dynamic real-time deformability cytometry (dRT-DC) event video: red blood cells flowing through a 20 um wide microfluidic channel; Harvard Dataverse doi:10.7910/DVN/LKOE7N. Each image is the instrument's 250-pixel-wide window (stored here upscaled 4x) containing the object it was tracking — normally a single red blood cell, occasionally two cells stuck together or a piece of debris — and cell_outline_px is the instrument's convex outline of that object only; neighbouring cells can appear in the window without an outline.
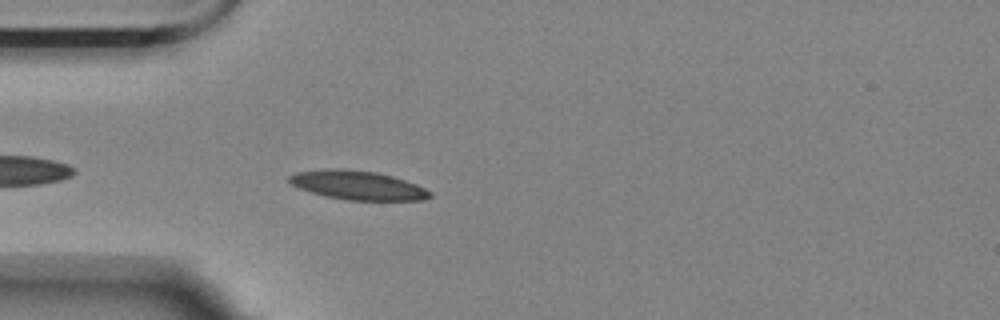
{"species": "Egyptian fruit bat (a non-hibernating species)", "species_latin": "Rousettus aegyptiacus", "temperature_condition": "room temperature", "stored_images_in_passage": 33, "camera_frame_rate_fps": 3000, "um_per_image_px": 0.085, "animal": {"sex": "female"}, "frame": {"image": 1, "passage_image": 4, "time_ms": 1.0, "image_size_px": [1000, 320], "cell_outline_px": [[432, 196], [424, 200], [348, 200], [324, 196], [300, 188], [292, 184], [288, 180], [288, 176], [296, 172], [328, 168], [340, 168], [376, 172], [392, 176], [416, 184], [432, 192]], "centroid_in_image_um": [30.4, 15.74], "position_along_channel_um": 54.6, "area_um2": 23.7}}
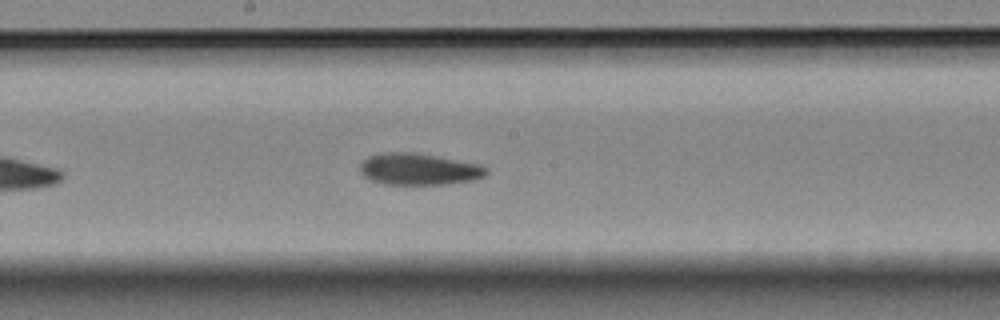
{"frame": {"image": 2, "passage_image": 18, "time_ms": 5.667, "image_size_px": [1000, 320], "cell_outline_px": [[488, 172], [484, 176], [472, 180], [448, 184], [384, 184], [368, 180], [360, 172], [360, 164], [368, 156], [388, 152], [408, 152], [436, 156], [480, 164]], "centroid_in_image_um": [35.56, 14.39], "position_along_channel_um": 212.6, "area_um2": 23.12}}
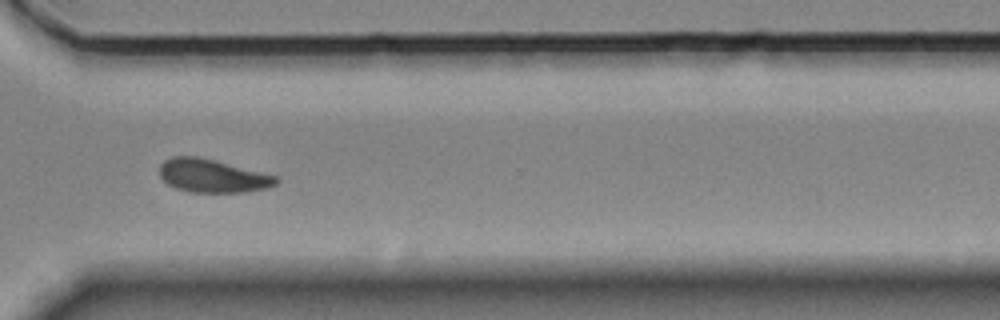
{"frame": {"image": 3, "passage_image": 30, "time_ms": 9.667, "image_size_px": [1000, 320], "cell_outline_px": [[280, 180], [276, 184], [268, 188], [248, 192], [188, 192], [176, 188], [168, 184], [160, 176], [160, 164], [164, 160], [172, 156], [196, 156], [276, 176]], "centroid_in_image_um": [18.04, 14.96], "position_along_channel_um": 352.6, "area_um2": 22.37}, "authors_computed_cell_mechanics": {"area_um2": 23.2934, "velocity_mm_per_s": 3.4942, "shape_relaxation_time_tau1_ms": 4.9001, "shape_relaxation_time_tau2_ms": 6.6006, "deformation_change_tau1": 0.1212, "deformation_change_tau2": 0.0977}}